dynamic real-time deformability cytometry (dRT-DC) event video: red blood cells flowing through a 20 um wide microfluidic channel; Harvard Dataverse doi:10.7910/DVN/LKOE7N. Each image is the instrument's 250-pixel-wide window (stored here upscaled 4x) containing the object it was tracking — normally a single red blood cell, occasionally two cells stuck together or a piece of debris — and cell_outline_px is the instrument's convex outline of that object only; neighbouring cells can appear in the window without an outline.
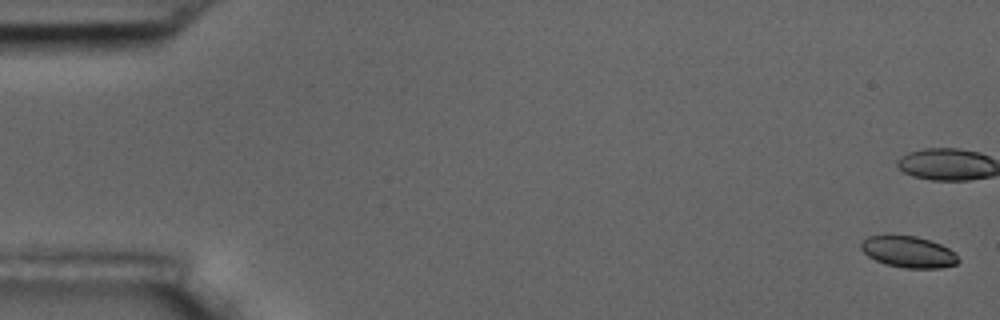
{"species": "common noctule bat (a hibernating species)", "species_latin": "Nyctalus noctula", "temperature_condition": "room temperature", "stored_images_in_passage": 7, "camera_frame_rate_fps": 3000, "um_per_image_px": 0.085, "animal": {"sex": "male", "body_mass_g": 17.5, "forearm_length_mm": 52.3}, "frame": {"image": 1, "passage_image": 1, "time_ms": 0.0, "image_size_px": [1000, 320], "cell_outline_px": [[960, 260], [956, 264], [940, 268], [904, 268], [884, 264], [868, 256], [860, 248], [860, 244], [868, 236], [916, 236], [940, 244], [948, 248]], "centroid_in_image_um": [77.2, 21.43], "position_along_channel_um": 7.8, "area_um2": 17.51}}
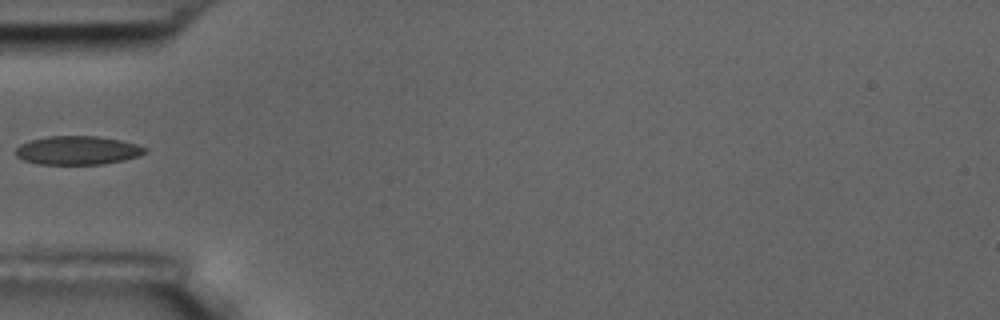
{"frame": {"image": 2, "passage_image": 6, "time_ms": 6.667, "image_size_px": [1000, 320], "cell_outline_px": [[148, 152], [140, 156], [124, 160], [100, 164], [40, 164], [24, 160], [16, 156], [16, 148], [20, 144], [32, 140], [48, 136], [96, 136], [120, 140], [136, 144], [148, 148]], "centroid_in_image_um": [6.63, 12.78], "position_along_channel_um": 78.4, "area_um2": 21.56}}